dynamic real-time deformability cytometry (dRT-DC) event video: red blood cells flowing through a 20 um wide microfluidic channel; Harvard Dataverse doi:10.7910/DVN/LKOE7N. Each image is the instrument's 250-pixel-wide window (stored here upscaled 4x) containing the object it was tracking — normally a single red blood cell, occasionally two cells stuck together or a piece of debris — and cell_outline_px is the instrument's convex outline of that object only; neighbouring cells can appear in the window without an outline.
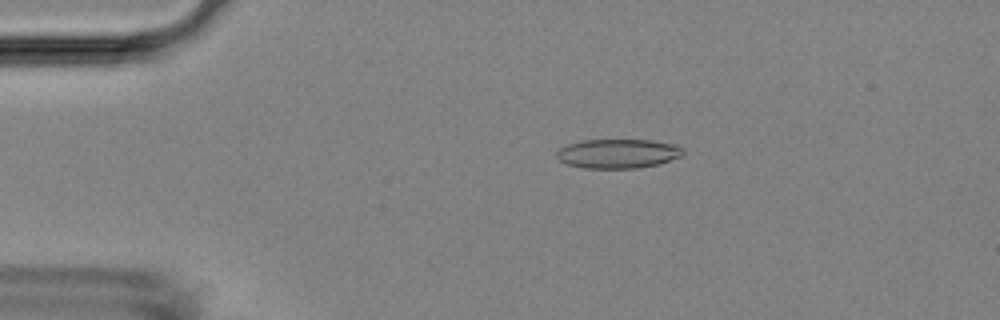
{"species": "Egyptian fruit bat (a non-hibernating species)", "species_latin": "Rousettus aegyptiacus", "temperature_condition": "room temperature", "stored_images_in_passage": 4, "camera_frame_rate_fps": 3000, "um_per_image_px": 0.085, "animal": {"sex": "female"}, "frame": {"image": 1, "passage_image": 3, "time_ms": 2.333, "image_size_px": [1000, 320], "cell_outline_px": [[684, 152], [680, 156], [656, 164], [640, 168], [584, 168], [568, 164], [560, 160], [556, 156], [556, 152], [560, 148], [568, 144], [580, 140], [652, 140], [676, 144], [684, 148]], "centroid_in_image_um": [52.52, 13.04], "position_along_channel_um": 32.5, "area_um2": 21.5}}